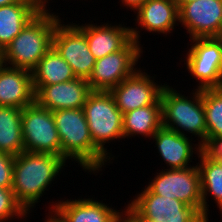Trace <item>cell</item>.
Instances as JSON below:
<instances>
[{"instance_id":"30","label":"cell","mask_w":222,"mask_h":222,"mask_svg":"<svg viewBox=\"0 0 222 222\" xmlns=\"http://www.w3.org/2000/svg\"><path fill=\"white\" fill-rule=\"evenodd\" d=\"M146 0H121L122 5L127 6L132 9L134 12L137 10Z\"/></svg>"},{"instance_id":"6","label":"cell","mask_w":222,"mask_h":222,"mask_svg":"<svg viewBox=\"0 0 222 222\" xmlns=\"http://www.w3.org/2000/svg\"><path fill=\"white\" fill-rule=\"evenodd\" d=\"M141 44L131 39L121 50L110 53L94 64L88 84L92 91H110L131 76L143 53Z\"/></svg>"},{"instance_id":"21","label":"cell","mask_w":222,"mask_h":222,"mask_svg":"<svg viewBox=\"0 0 222 222\" xmlns=\"http://www.w3.org/2000/svg\"><path fill=\"white\" fill-rule=\"evenodd\" d=\"M161 126L160 99L154 105H147L123 114V136L127 139L134 135L152 138Z\"/></svg>"},{"instance_id":"4","label":"cell","mask_w":222,"mask_h":222,"mask_svg":"<svg viewBox=\"0 0 222 222\" xmlns=\"http://www.w3.org/2000/svg\"><path fill=\"white\" fill-rule=\"evenodd\" d=\"M193 92L188 98L165 84L160 95L162 126L181 135H186V131L198 137L200 145L207 137L203 89L196 88Z\"/></svg>"},{"instance_id":"2","label":"cell","mask_w":222,"mask_h":222,"mask_svg":"<svg viewBox=\"0 0 222 222\" xmlns=\"http://www.w3.org/2000/svg\"><path fill=\"white\" fill-rule=\"evenodd\" d=\"M55 126L61 142V156L74 160L83 170L95 172L102 170L109 159L95 146L84 110L64 109L52 111Z\"/></svg>"},{"instance_id":"13","label":"cell","mask_w":222,"mask_h":222,"mask_svg":"<svg viewBox=\"0 0 222 222\" xmlns=\"http://www.w3.org/2000/svg\"><path fill=\"white\" fill-rule=\"evenodd\" d=\"M190 39L216 37L222 25V0H197L179 9Z\"/></svg>"},{"instance_id":"3","label":"cell","mask_w":222,"mask_h":222,"mask_svg":"<svg viewBox=\"0 0 222 222\" xmlns=\"http://www.w3.org/2000/svg\"><path fill=\"white\" fill-rule=\"evenodd\" d=\"M41 10L0 53V63L32 71L53 46L59 15ZM8 62V63H7Z\"/></svg>"},{"instance_id":"32","label":"cell","mask_w":222,"mask_h":222,"mask_svg":"<svg viewBox=\"0 0 222 222\" xmlns=\"http://www.w3.org/2000/svg\"><path fill=\"white\" fill-rule=\"evenodd\" d=\"M42 10H46L47 9V3L48 0H33Z\"/></svg>"},{"instance_id":"7","label":"cell","mask_w":222,"mask_h":222,"mask_svg":"<svg viewBox=\"0 0 222 222\" xmlns=\"http://www.w3.org/2000/svg\"><path fill=\"white\" fill-rule=\"evenodd\" d=\"M165 170L162 169V171L157 173L146 187L154 194L168 198H176L194 207L203 216L198 166Z\"/></svg>"},{"instance_id":"28","label":"cell","mask_w":222,"mask_h":222,"mask_svg":"<svg viewBox=\"0 0 222 222\" xmlns=\"http://www.w3.org/2000/svg\"><path fill=\"white\" fill-rule=\"evenodd\" d=\"M15 156L0 152V187L12 188Z\"/></svg>"},{"instance_id":"25","label":"cell","mask_w":222,"mask_h":222,"mask_svg":"<svg viewBox=\"0 0 222 222\" xmlns=\"http://www.w3.org/2000/svg\"><path fill=\"white\" fill-rule=\"evenodd\" d=\"M207 136H222V87L203 89Z\"/></svg>"},{"instance_id":"27","label":"cell","mask_w":222,"mask_h":222,"mask_svg":"<svg viewBox=\"0 0 222 222\" xmlns=\"http://www.w3.org/2000/svg\"><path fill=\"white\" fill-rule=\"evenodd\" d=\"M200 153L206 159L222 164V136H207L200 144Z\"/></svg>"},{"instance_id":"11","label":"cell","mask_w":222,"mask_h":222,"mask_svg":"<svg viewBox=\"0 0 222 222\" xmlns=\"http://www.w3.org/2000/svg\"><path fill=\"white\" fill-rule=\"evenodd\" d=\"M61 21L55 27L53 47L71 66L76 78L88 80L96 59L90 52L86 36L77 24L65 25Z\"/></svg>"},{"instance_id":"29","label":"cell","mask_w":222,"mask_h":222,"mask_svg":"<svg viewBox=\"0 0 222 222\" xmlns=\"http://www.w3.org/2000/svg\"><path fill=\"white\" fill-rule=\"evenodd\" d=\"M117 222H148V221L142 219L129 205H127L124 211L122 210V212L120 213Z\"/></svg>"},{"instance_id":"31","label":"cell","mask_w":222,"mask_h":222,"mask_svg":"<svg viewBox=\"0 0 222 222\" xmlns=\"http://www.w3.org/2000/svg\"><path fill=\"white\" fill-rule=\"evenodd\" d=\"M49 213L51 215L48 214L49 216H46L48 219H45V222H65L54 210H50Z\"/></svg>"},{"instance_id":"5","label":"cell","mask_w":222,"mask_h":222,"mask_svg":"<svg viewBox=\"0 0 222 222\" xmlns=\"http://www.w3.org/2000/svg\"><path fill=\"white\" fill-rule=\"evenodd\" d=\"M83 110L95 146L111 161L112 155L105 144L124 139L123 113L109 91H92Z\"/></svg>"},{"instance_id":"17","label":"cell","mask_w":222,"mask_h":222,"mask_svg":"<svg viewBox=\"0 0 222 222\" xmlns=\"http://www.w3.org/2000/svg\"><path fill=\"white\" fill-rule=\"evenodd\" d=\"M51 203L49 210H54L65 222H117L121 213L93 197Z\"/></svg>"},{"instance_id":"20","label":"cell","mask_w":222,"mask_h":222,"mask_svg":"<svg viewBox=\"0 0 222 222\" xmlns=\"http://www.w3.org/2000/svg\"><path fill=\"white\" fill-rule=\"evenodd\" d=\"M41 10L33 0L0 7V53Z\"/></svg>"},{"instance_id":"12","label":"cell","mask_w":222,"mask_h":222,"mask_svg":"<svg viewBox=\"0 0 222 222\" xmlns=\"http://www.w3.org/2000/svg\"><path fill=\"white\" fill-rule=\"evenodd\" d=\"M151 78L152 76L138 68L109 91L123 114L147 105H154L160 99L165 84L158 85L154 81V76Z\"/></svg>"},{"instance_id":"15","label":"cell","mask_w":222,"mask_h":222,"mask_svg":"<svg viewBox=\"0 0 222 222\" xmlns=\"http://www.w3.org/2000/svg\"><path fill=\"white\" fill-rule=\"evenodd\" d=\"M83 25L80 26L78 23L77 26L84 32L90 52L96 60L121 50L131 39L140 44L141 36L137 27H126L122 23L119 25L109 23L98 26L94 23Z\"/></svg>"},{"instance_id":"33","label":"cell","mask_w":222,"mask_h":222,"mask_svg":"<svg viewBox=\"0 0 222 222\" xmlns=\"http://www.w3.org/2000/svg\"><path fill=\"white\" fill-rule=\"evenodd\" d=\"M173 1L176 3L178 9H180L183 5L197 1V0H173Z\"/></svg>"},{"instance_id":"26","label":"cell","mask_w":222,"mask_h":222,"mask_svg":"<svg viewBox=\"0 0 222 222\" xmlns=\"http://www.w3.org/2000/svg\"><path fill=\"white\" fill-rule=\"evenodd\" d=\"M27 215L28 213L16 201L12 188L0 187V222H7L12 218L24 219Z\"/></svg>"},{"instance_id":"1","label":"cell","mask_w":222,"mask_h":222,"mask_svg":"<svg viewBox=\"0 0 222 222\" xmlns=\"http://www.w3.org/2000/svg\"><path fill=\"white\" fill-rule=\"evenodd\" d=\"M66 162L61 155L50 153L23 151L15 156L12 190L16 201L28 214Z\"/></svg>"},{"instance_id":"34","label":"cell","mask_w":222,"mask_h":222,"mask_svg":"<svg viewBox=\"0 0 222 222\" xmlns=\"http://www.w3.org/2000/svg\"><path fill=\"white\" fill-rule=\"evenodd\" d=\"M23 0H0V7L4 6V5H9L12 3H17V2H21Z\"/></svg>"},{"instance_id":"23","label":"cell","mask_w":222,"mask_h":222,"mask_svg":"<svg viewBox=\"0 0 222 222\" xmlns=\"http://www.w3.org/2000/svg\"><path fill=\"white\" fill-rule=\"evenodd\" d=\"M21 123V108L0 106V152L17 156L25 151Z\"/></svg>"},{"instance_id":"36","label":"cell","mask_w":222,"mask_h":222,"mask_svg":"<svg viewBox=\"0 0 222 222\" xmlns=\"http://www.w3.org/2000/svg\"><path fill=\"white\" fill-rule=\"evenodd\" d=\"M208 220H209V219H208V217H207V218H205L204 222H208Z\"/></svg>"},{"instance_id":"8","label":"cell","mask_w":222,"mask_h":222,"mask_svg":"<svg viewBox=\"0 0 222 222\" xmlns=\"http://www.w3.org/2000/svg\"><path fill=\"white\" fill-rule=\"evenodd\" d=\"M25 151L61 155V142L52 111L36 102L22 109Z\"/></svg>"},{"instance_id":"18","label":"cell","mask_w":222,"mask_h":222,"mask_svg":"<svg viewBox=\"0 0 222 222\" xmlns=\"http://www.w3.org/2000/svg\"><path fill=\"white\" fill-rule=\"evenodd\" d=\"M174 130L161 126L151 139L155 140L161 159L167 164L168 169H184L191 167L193 153L200 154V145L192 143L187 137ZM193 144V145H192ZM193 146H195L193 148ZM196 149V150H195ZM194 150V151H193ZM190 161V162H189ZM189 165V166H188Z\"/></svg>"},{"instance_id":"19","label":"cell","mask_w":222,"mask_h":222,"mask_svg":"<svg viewBox=\"0 0 222 222\" xmlns=\"http://www.w3.org/2000/svg\"><path fill=\"white\" fill-rule=\"evenodd\" d=\"M136 11L140 30L167 35L178 26L179 9L173 0H146Z\"/></svg>"},{"instance_id":"16","label":"cell","mask_w":222,"mask_h":222,"mask_svg":"<svg viewBox=\"0 0 222 222\" xmlns=\"http://www.w3.org/2000/svg\"><path fill=\"white\" fill-rule=\"evenodd\" d=\"M34 102L31 71L0 63V106L23 109Z\"/></svg>"},{"instance_id":"10","label":"cell","mask_w":222,"mask_h":222,"mask_svg":"<svg viewBox=\"0 0 222 222\" xmlns=\"http://www.w3.org/2000/svg\"><path fill=\"white\" fill-rule=\"evenodd\" d=\"M136 196L128 205L148 222H204L205 220L194 207L176 198L154 194L147 187Z\"/></svg>"},{"instance_id":"14","label":"cell","mask_w":222,"mask_h":222,"mask_svg":"<svg viewBox=\"0 0 222 222\" xmlns=\"http://www.w3.org/2000/svg\"><path fill=\"white\" fill-rule=\"evenodd\" d=\"M35 102L50 111L81 109L92 92L88 81L75 78L67 82L45 86H33Z\"/></svg>"},{"instance_id":"35","label":"cell","mask_w":222,"mask_h":222,"mask_svg":"<svg viewBox=\"0 0 222 222\" xmlns=\"http://www.w3.org/2000/svg\"><path fill=\"white\" fill-rule=\"evenodd\" d=\"M215 38L220 42V44L222 46V25H221V28Z\"/></svg>"},{"instance_id":"24","label":"cell","mask_w":222,"mask_h":222,"mask_svg":"<svg viewBox=\"0 0 222 222\" xmlns=\"http://www.w3.org/2000/svg\"><path fill=\"white\" fill-rule=\"evenodd\" d=\"M198 158H200V163L198 162L199 165L197 164V166L200 173L203 217H208L207 198L210 195L213 197L212 200L217 203L222 215V164L206 159L201 153Z\"/></svg>"},{"instance_id":"22","label":"cell","mask_w":222,"mask_h":222,"mask_svg":"<svg viewBox=\"0 0 222 222\" xmlns=\"http://www.w3.org/2000/svg\"><path fill=\"white\" fill-rule=\"evenodd\" d=\"M33 86L53 85L74 80L71 66L52 46L31 71Z\"/></svg>"},{"instance_id":"9","label":"cell","mask_w":222,"mask_h":222,"mask_svg":"<svg viewBox=\"0 0 222 222\" xmlns=\"http://www.w3.org/2000/svg\"><path fill=\"white\" fill-rule=\"evenodd\" d=\"M186 67L199 82L197 89L222 87V46L215 37L190 39Z\"/></svg>"}]
</instances>
